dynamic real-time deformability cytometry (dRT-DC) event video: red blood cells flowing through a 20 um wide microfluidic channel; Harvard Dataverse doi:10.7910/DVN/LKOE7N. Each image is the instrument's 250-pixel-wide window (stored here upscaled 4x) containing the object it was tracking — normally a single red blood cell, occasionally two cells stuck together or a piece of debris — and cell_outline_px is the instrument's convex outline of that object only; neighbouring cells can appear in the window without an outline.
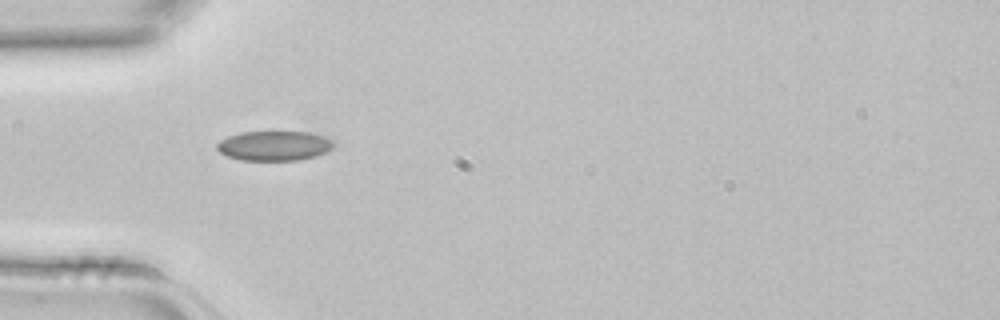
{"species": "common noctule bat (a hibernating species)", "species_latin": "Nyctalus noctula", "temperature_condition": "room temperature", "stored_images_in_passage": 3, "camera_frame_rate_fps": 3000, "um_per_image_px": 0.085, "animal": {"sex": "female", "body_mass_g": 22.7, "forearm_length_mm": 54.2}, "frame": {"image": 1, "passage_image": 1, "time_ms": 0.0, "image_size_px": [1000, 320], "cell_outline_px": [[332, 148], [328, 152], [316, 156], [296, 160], [240, 160], [228, 156], [220, 152], [216, 148], [216, 144], [220, 140], [228, 136], [240, 132], [312, 132], [328, 136], [332, 140]], "centroid_in_image_um": [23.33, 12.38], "position_along_channel_um": 61.7, "area_um2": 20.35}}